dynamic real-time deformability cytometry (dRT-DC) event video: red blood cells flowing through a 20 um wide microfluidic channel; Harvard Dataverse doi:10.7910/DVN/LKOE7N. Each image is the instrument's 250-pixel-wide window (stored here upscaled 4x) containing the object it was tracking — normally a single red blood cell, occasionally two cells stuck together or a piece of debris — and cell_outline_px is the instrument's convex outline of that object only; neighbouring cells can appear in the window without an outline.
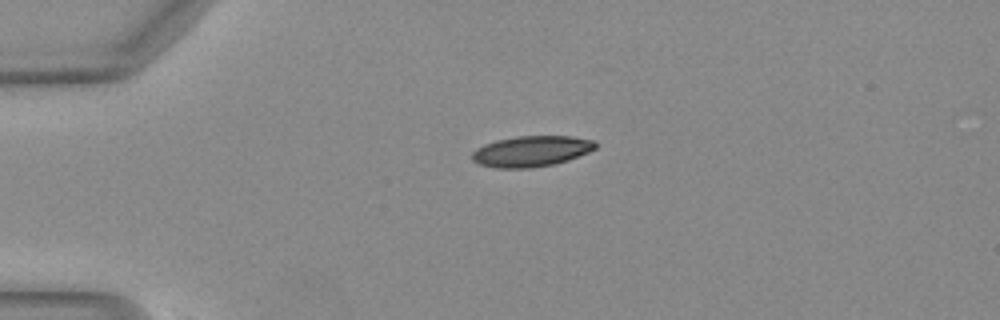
{"species": "Egyptian fruit bat (a non-hibernating species)", "species_latin": "Rousettus aegyptiacus", "temperature_condition": "warm", "stored_images_in_passage": 7, "camera_frame_rate_fps": 3000, "um_per_image_px": 0.085, "animal": {"sex": "female"}, "frame": {"image": 1, "passage_image": 1, "time_ms": 0.0, "image_size_px": [1000, 320], "cell_outline_px": [[596, 148], [588, 152], [568, 160], [552, 164], [532, 168], [496, 168], [480, 164], [472, 160], [472, 152], [476, 148], [484, 144], [496, 140], [516, 136], [568, 136], [592, 140], [596, 144]], "centroid_in_image_um": [45.12, 12.85], "position_along_channel_um": 39.9, "area_um2": 22.02}}
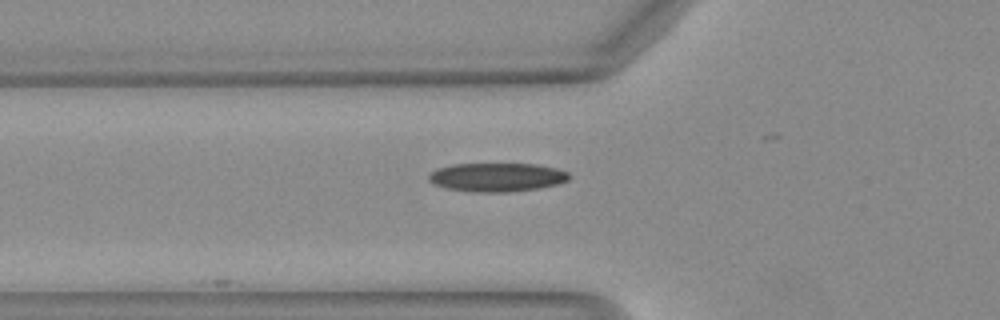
{"frame": {"image": 2, "passage_image": 7, "time_ms": 2.0, "image_size_px": [1000, 320], "cell_outline_px": [[572, 176], [568, 180], [560, 184], [540, 188], [508, 192], [476, 192], [448, 188], [436, 184], [428, 180], [428, 176], [436, 168], [452, 164], [536, 164], [556, 168], [568, 172]], "centroid_in_image_um": [42.29, 15.06], "position_along_channel_um": 83.5, "area_um2": 23.52}}